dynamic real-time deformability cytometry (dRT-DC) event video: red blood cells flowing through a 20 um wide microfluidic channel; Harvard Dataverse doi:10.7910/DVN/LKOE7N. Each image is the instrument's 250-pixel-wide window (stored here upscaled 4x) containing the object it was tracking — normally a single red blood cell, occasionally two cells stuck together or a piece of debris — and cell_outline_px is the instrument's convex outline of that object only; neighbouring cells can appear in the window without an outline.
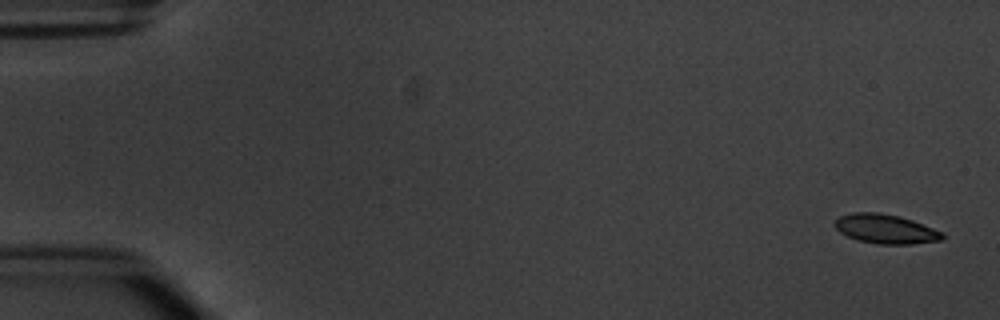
{"species": "common noctule bat (a hibernating species)", "species_latin": "Nyctalus noctula", "temperature_condition": "warm", "stored_images_in_passage": 7, "camera_frame_rate_fps": 3000, "um_per_image_px": 0.085, "animal": {"sex": "male", "body_mass_g": 20.1, "forearm_length_mm": 53.5}, "frame": {"image": 1, "passage_image": 1, "time_ms": 0.0, "image_size_px": [1000, 320], "cell_outline_px": [[944, 236], [940, 240], [912, 244], [876, 244], [860, 240], [848, 236], [840, 232], [832, 224], [840, 216], [852, 212], [880, 212], [900, 216], [912, 220], [944, 232]], "centroid_in_image_um": [75.27, 19.45], "position_along_channel_um": 9.7, "area_um2": 18.38}}
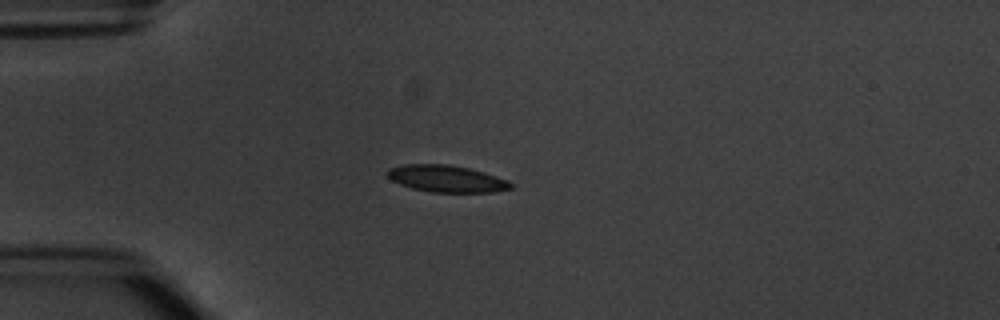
{"frame": {"image": 2, "passage_image": 4, "time_ms": 4.333, "image_size_px": [1000, 320], "cell_outline_px": [[512, 188], [492, 192], [432, 192], [412, 188], [400, 184], [392, 180], [388, 176], [388, 168], [400, 164], [448, 164], [468, 168], [484, 172], [508, 180], [512, 184]], "centroid_in_image_um": [37.94, 15.18], "position_along_channel_um": 47.1, "area_um2": 19.25}}